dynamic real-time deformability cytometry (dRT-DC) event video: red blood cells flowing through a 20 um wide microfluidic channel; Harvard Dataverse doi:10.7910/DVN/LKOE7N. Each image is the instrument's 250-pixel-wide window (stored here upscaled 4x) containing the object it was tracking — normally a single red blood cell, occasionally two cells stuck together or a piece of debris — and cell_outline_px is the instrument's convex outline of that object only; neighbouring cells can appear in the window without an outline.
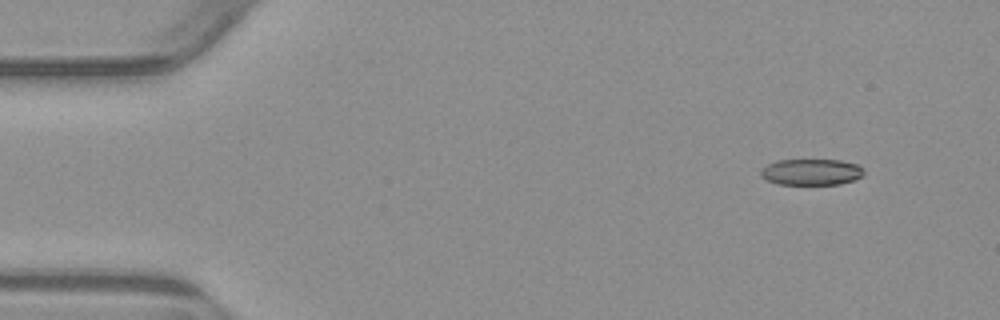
{"species": "common noctule bat (a hibernating species)", "species_latin": "Nyctalus noctula", "temperature_condition": "warm", "stored_images_in_passage": 4, "camera_frame_rate_fps": 3000, "um_per_image_px": 0.085, "animal": {"sex": "male", "body_mass_g": 23.1, "forearm_length_mm": 52.7}, "frame": {"image": 1, "passage_image": 1, "time_ms": 0.0, "image_size_px": [1000, 320], "cell_outline_px": [[864, 176], [856, 180], [840, 184], [776, 184], [760, 176], [760, 168], [776, 160], [840, 160], [856, 164], [864, 168]], "centroid_in_image_um": [68.98, 14.62], "position_along_channel_um": 16.0, "area_um2": 15.95}}
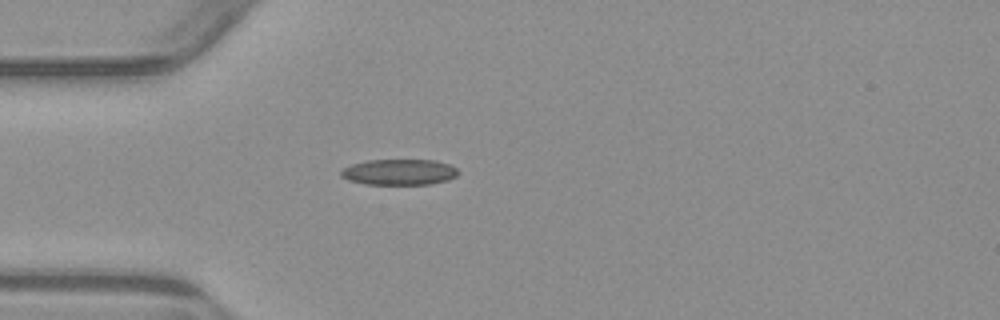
{"frame": {"image": 2, "passage_image": 4, "time_ms": 3.333, "image_size_px": [1000, 320], "cell_outline_px": [[460, 172], [456, 176], [448, 180], [432, 184], [364, 184], [348, 180], [340, 176], [340, 172], [344, 168], [352, 164], [368, 160], [436, 160], [448, 164], [456, 168]], "centroid_in_image_um": [33.94, 14.63], "position_along_channel_um": 51.1, "area_um2": 17.69}}